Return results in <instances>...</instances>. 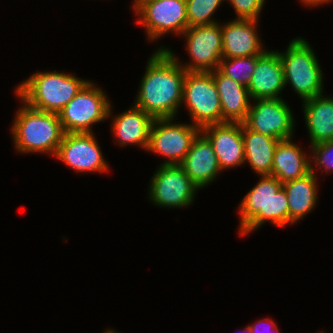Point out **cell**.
<instances>
[{
  "label": "cell",
  "instance_id": "1",
  "mask_svg": "<svg viewBox=\"0 0 333 333\" xmlns=\"http://www.w3.org/2000/svg\"><path fill=\"white\" fill-rule=\"evenodd\" d=\"M168 49H159L147 63L135 107L153 119H173L182 103L186 70Z\"/></svg>",
  "mask_w": 333,
  "mask_h": 333
},
{
  "label": "cell",
  "instance_id": "2",
  "mask_svg": "<svg viewBox=\"0 0 333 333\" xmlns=\"http://www.w3.org/2000/svg\"><path fill=\"white\" fill-rule=\"evenodd\" d=\"M242 235L260 227L264 221L284 226L289 223L287 194L282 183L272 175H262L240 205Z\"/></svg>",
  "mask_w": 333,
  "mask_h": 333
},
{
  "label": "cell",
  "instance_id": "3",
  "mask_svg": "<svg viewBox=\"0 0 333 333\" xmlns=\"http://www.w3.org/2000/svg\"><path fill=\"white\" fill-rule=\"evenodd\" d=\"M87 82L55 70L33 74L16 91L28 106L58 114Z\"/></svg>",
  "mask_w": 333,
  "mask_h": 333
},
{
  "label": "cell",
  "instance_id": "4",
  "mask_svg": "<svg viewBox=\"0 0 333 333\" xmlns=\"http://www.w3.org/2000/svg\"><path fill=\"white\" fill-rule=\"evenodd\" d=\"M13 124V136L19 152H51L56 155L65 134L56 113L40 111L26 103Z\"/></svg>",
  "mask_w": 333,
  "mask_h": 333
},
{
  "label": "cell",
  "instance_id": "5",
  "mask_svg": "<svg viewBox=\"0 0 333 333\" xmlns=\"http://www.w3.org/2000/svg\"><path fill=\"white\" fill-rule=\"evenodd\" d=\"M278 54L283 65L285 85L290 82L304 101L322 94V72L307 41L294 39L286 53Z\"/></svg>",
  "mask_w": 333,
  "mask_h": 333
},
{
  "label": "cell",
  "instance_id": "6",
  "mask_svg": "<svg viewBox=\"0 0 333 333\" xmlns=\"http://www.w3.org/2000/svg\"><path fill=\"white\" fill-rule=\"evenodd\" d=\"M182 100L189 108L194 126L222 123V109L213 72H186Z\"/></svg>",
  "mask_w": 333,
  "mask_h": 333
},
{
  "label": "cell",
  "instance_id": "7",
  "mask_svg": "<svg viewBox=\"0 0 333 333\" xmlns=\"http://www.w3.org/2000/svg\"><path fill=\"white\" fill-rule=\"evenodd\" d=\"M110 108L103 91L87 82L58 116L65 133H91L89 126L108 117Z\"/></svg>",
  "mask_w": 333,
  "mask_h": 333
},
{
  "label": "cell",
  "instance_id": "8",
  "mask_svg": "<svg viewBox=\"0 0 333 333\" xmlns=\"http://www.w3.org/2000/svg\"><path fill=\"white\" fill-rule=\"evenodd\" d=\"M133 7L151 39L170 31L182 34L189 27L186 0L135 1Z\"/></svg>",
  "mask_w": 333,
  "mask_h": 333
},
{
  "label": "cell",
  "instance_id": "9",
  "mask_svg": "<svg viewBox=\"0 0 333 333\" xmlns=\"http://www.w3.org/2000/svg\"><path fill=\"white\" fill-rule=\"evenodd\" d=\"M170 121V118L153 120L147 149L168 157L169 161L163 164H180L201 129L194 125H174Z\"/></svg>",
  "mask_w": 333,
  "mask_h": 333
},
{
  "label": "cell",
  "instance_id": "10",
  "mask_svg": "<svg viewBox=\"0 0 333 333\" xmlns=\"http://www.w3.org/2000/svg\"><path fill=\"white\" fill-rule=\"evenodd\" d=\"M152 178L150 199L159 206L190 205L198 189L179 164H162Z\"/></svg>",
  "mask_w": 333,
  "mask_h": 333
},
{
  "label": "cell",
  "instance_id": "11",
  "mask_svg": "<svg viewBox=\"0 0 333 333\" xmlns=\"http://www.w3.org/2000/svg\"><path fill=\"white\" fill-rule=\"evenodd\" d=\"M182 34L187 36L188 52L193 59V64L183 68L188 72L215 71L222 59V27L217 23L192 26Z\"/></svg>",
  "mask_w": 333,
  "mask_h": 333
},
{
  "label": "cell",
  "instance_id": "12",
  "mask_svg": "<svg viewBox=\"0 0 333 333\" xmlns=\"http://www.w3.org/2000/svg\"><path fill=\"white\" fill-rule=\"evenodd\" d=\"M257 101L256 105H250L244 124L254 132L278 140L290 139L294 119L283 99L267 98Z\"/></svg>",
  "mask_w": 333,
  "mask_h": 333
},
{
  "label": "cell",
  "instance_id": "13",
  "mask_svg": "<svg viewBox=\"0 0 333 333\" xmlns=\"http://www.w3.org/2000/svg\"><path fill=\"white\" fill-rule=\"evenodd\" d=\"M96 141L92 132L65 133L56 157L80 172L105 171L107 165Z\"/></svg>",
  "mask_w": 333,
  "mask_h": 333
},
{
  "label": "cell",
  "instance_id": "14",
  "mask_svg": "<svg viewBox=\"0 0 333 333\" xmlns=\"http://www.w3.org/2000/svg\"><path fill=\"white\" fill-rule=\"evenodd\" d=\"M201 132H205L204 135L212 143L220 170L245 161L242 123L212 124L203 127Z\"/></svg>",
  "mask_w": 333,
  "mask_h": 333
},
{
  "label": "cell",
  "instance_id": "15",
  "mask_svg": "<svg viewBox=\"0 0 333 333\" xmlns=\"http://www.w3.org/2000/svg\"><path fill=\"white\" fill-rule=\"evenodd\" d=\"M284 86V70L278 52L265 51L257 55L256 66L247 87L250 98H279Z\"/></svg>",
  "mask_w": 333,
  "mask_h": 333
},
{
  "label": "cell",
  "instance_id": "16",
  "mask_svg": "<svg viewBox=\"0 0 333 333\" xmlns=\"http://www.w3.org/2000/svg\"><path fill=\"white\" fill-rule=\"evenodd\" d=\"M179 165L198 188L209 184L221 171L212 143L199 134Z\"/></svg>",
  "mask_w": 333,
  "mask_h": 333
},
{
  "label": "cell",
  "instance_id": "17",
  "mask_svg": "<svg viewBox=\"0 0 333 333\" xmlns=\"http://www.w3.org/2000/svg\"><path fill=\"white\" fill-rule=\"evenodd\" d=\"M256 20L238 19L222 27V58L261 55L260 40L256 35Z\"/></svg>",
  "mask_w": 333,
  "mask_h": 333
},
{
  "label": "cell",
  "instance_id": "18",
  "mask_svg": "<svg viewBox=\"0 0 333 333\" xmlns=\"http://www.w3.org/2000/svg\"><path fill=\"white\" fill-rule=\"evenodd\" d=\"M222 109V123H244L250 108L246 86L224 75L218 68L213 71Z\"/></svg>",
  "mask_w": 333,
  "mask_h": 333
},
{
  "label": "cell",
  "instance_id": "19",
  "mask_svg": "<svg viewBox=\"0 0 333 333\" xmlns=\"http://www.w3.org/2000/svg\"><path fill=\"white\" fill-rule=\"evenodd\" d=\"M311 166L291 139L280 140L274 151L271 175L284 183L305 176L310 172Z\"/></svg>",
  "mask_w": 333,
  "mask_h": 333
},
{
  "label": "cell",
  "instance_id": "20",
  "mask_svg": "<svg viewBox=\"0 0 333 333\" xmlns=\"http://www.w3.org/2000/svg\"><path fill=\"white\" fill-rule=\"evenodd\" d=\"M306 125L311 145L333 139V98L322 95L304 101Z\"/></svg>",
  "mask_w": 333,
  "mask_h": 333
},
{
  "label": "cell",
  "instance_id": "21",
  "mask_svg": "<svg viewBox=\"0 0 333 333\" xmlns=\"http://www.w3.org/2000/svg\"><path fill=\"white\" fill-rule=\"evenodd\" d=\"M113 123V132L120 144H139L148 148L150 128L153 118L142 109L133 107L129 111L116 116Z\"/></svg>",
  "mask_w": 333,
  "mask_h": 333
},
{
  "label": "cell",
  "instance_id": "22",
  "mask_svg": "<svg viewBox=\"0 0 333 333\" xmlns=\"http://www.w3.org/2000/svg\"><path fill=\"white\" fill-rule=\"evenodd\" d=\"M245 161L260 175H271L274 151L280 140L250 130L242 123Z\"/></svg>",
  "mask_w": 333,
  "mask_h": 333
},
{
  "label": "cell",
  "instance_id": "23",
  "mask_svg": "<svg viewBox=\"0 0 333 333\" xmlns=\"http://www.w3.org/2000/svg\"><path fill=\"white\" fill-rule=\"evenodd\" d=\"M286 191L289 207V223L296 222L310 212L317 199L314 169L301 178L282 183Z\"/></svg>",
  "mask_w": 333,
  "mask_h": 333
},
{
  "label": "cell",
  "instance_id": "24",
  "mask_svg": "<svg viewBox=\"0 0 333 333\" xmlns=\"http://www.w3.org/2000/svg\"><path fill=\"white\" fill-rule=\"evenodd\" d=\"M256 61L257 55L237 58H222L218 69L224 75L248 87L256 66Z\"/></svg>",
  "mask_w": 333,
  "mask_h": 333
},
{
  "label": "cell",
  "instance_id": "25",
  "mask_svg": "<svg viewBox=\"0 0 333 333\" xmlns=\"http://www.w3.org/2000/svg\"><path fill=\"white\" fill-rule=\"evenodd\" d=\"M223 0H186L189 27L216 23L210 16Z\"/></svg>",
  "mask_w": 333,
  "mask_h": 333
},
{
  "label": "cell",
  "instance_id": "26",
  "mask_svg": "<svg viewBox=\"0 0 333 333\" xmlns=\"http://www.w3.org/2000/svg\"><path fill=\"white\" fill-rule=\"evenodd\" d=\"M238 14V19L256 20L264 0H230Z\"/></svg>",
  "mask_w": 333,
  "mask_h": 333
},
{
  "label": "cell",
  "instance_id": "27",
  "mask_svg": "<svg viewBox=\"0 0 333 333\" xmlns=\"http://www.w3.org/2000/svg\"><path fill=\"white\" fill-rule=\"evenodd\" d=\"M314 161L318 165H325L326 171L333 168V139L328 142L312 145Z\"/></svg>",
  "mask_w": 333,
  "mask_h": 333
},
{
  "label": "cell",
  "instance_id": "28",
  "mask_svg": "<svg viewBox=\"0 0 333 333\" xmlns=\"http://www.w3.org/2000/svg\"><path fill=\"white\" fill-rule=\"evenodd\" d=\"M261 323H262V322L259 321V322H257L254 326H252V325L250 326V325H249L248 327L250 328V330H251L252 333H263V332H260V331H259V328H258V325H260ZM270 324H271L270 327H272V328L274 327V328L276 329V330H275V331H276L275 333H280L279 330L276 328V324H275L274 322H272V323H270ZM269 333H270V332H269Z\"/></svg>",
  "mask_w": 333,
  "mask_h": 333
},
{
  "label": "cell",
  "instance_id": "29",
  "mask_svg": "<svg viewBox=\"0 0 333 333\" xmlns=\"http://www.w3.org/2000/svg\"><path fill=\"white\" fill-rule=\"evenodd\" d=\"M330 2L331 0H302V2L306 3V4H310V5H317V4H321V3H326V2Z\"/></svg>",
  "mask_w": 333,
  "mask_h": 333
},
{
  "label": "cell",
  "instance_id": "30",
  "mask_svg": "<svg viewBox=\"0 0 333 333\" xmlns=\"http://www.w3.org/2000/svg\"><path fill=\"white\" fill-rule=\"evenodd\" d=\"M242 332H244V333H252L251 330H250V328L248 326L246 327L245 331H242Z\"/></svg>",
  "mask_w": 333,
  "mask_h": 333
},
{
  "label": "cell",
  "instance_id": "31",
  "mask_svg": "<svg viewBox=\"0 0 333 333\" xmlns=\"http://www.w3.org/2000/svg\"><path fill=\"white\" fill-rule=\"evenodd\" d=\"M106 333H116V332H114L112 330H108Z\"/></svg>",
  "mask_w": 333,
  "mask_h": 333
},
{
  "label": "cell",
  "instance_id": "32",
  "mask_svg": "<svg viewBox=\"0 0 333 333\" xmlns=\"http://www.w3.org/2000/svg\"><path fill=\"white\" fill-rule=\"evenodd\" d=\"M136 1H154V0H136Z\"/></svg>",
  "mask_w": 333,
  "mask_h": 333
}]
</instances>
